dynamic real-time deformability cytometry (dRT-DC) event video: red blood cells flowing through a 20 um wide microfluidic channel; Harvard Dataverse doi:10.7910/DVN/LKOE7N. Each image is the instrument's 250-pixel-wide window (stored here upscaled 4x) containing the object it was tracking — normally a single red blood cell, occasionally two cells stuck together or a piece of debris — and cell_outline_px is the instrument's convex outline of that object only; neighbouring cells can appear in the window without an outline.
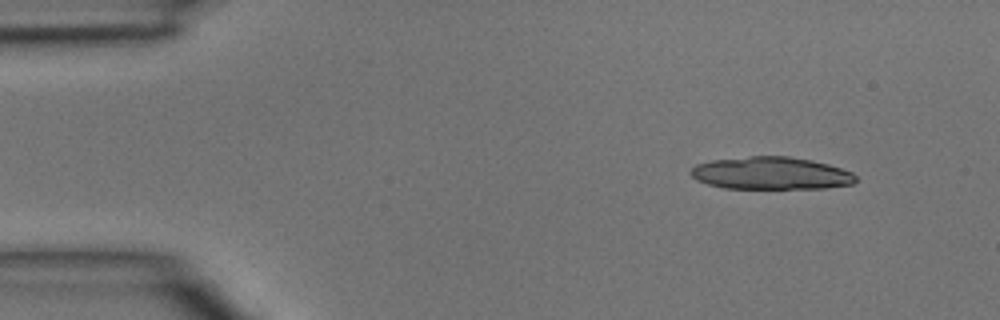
{"species": "common noctule bat (a hibernating species)", "species_latin": "Nyctalus noctula", "temperature_condition": "room temperature", "stored_images_in_passage": 15, "camera_frame_rate_fps": 3000, "um_per_image_px": 0.085, "animal": {"sex": "male", "body_mass_g": 15.6}, "frame": {"image": 1, "passage_image": 1, "time_ms": 0.0, "image_size_px": [1000, 320], "cell_outline_px": [[856, 180], [852, 184], [824, 188], [724, 188], [708, 184], [696, 180], [688, 172], [696, 164], [712, 160], [748, 156], [788, 156], [812, 160], [828, 164], [852, 172], [856, 176]], "centroid_in_image_um": [65.51, 14.72], "position_along_channel_um": 19.5, "area_um2": 31.27}}